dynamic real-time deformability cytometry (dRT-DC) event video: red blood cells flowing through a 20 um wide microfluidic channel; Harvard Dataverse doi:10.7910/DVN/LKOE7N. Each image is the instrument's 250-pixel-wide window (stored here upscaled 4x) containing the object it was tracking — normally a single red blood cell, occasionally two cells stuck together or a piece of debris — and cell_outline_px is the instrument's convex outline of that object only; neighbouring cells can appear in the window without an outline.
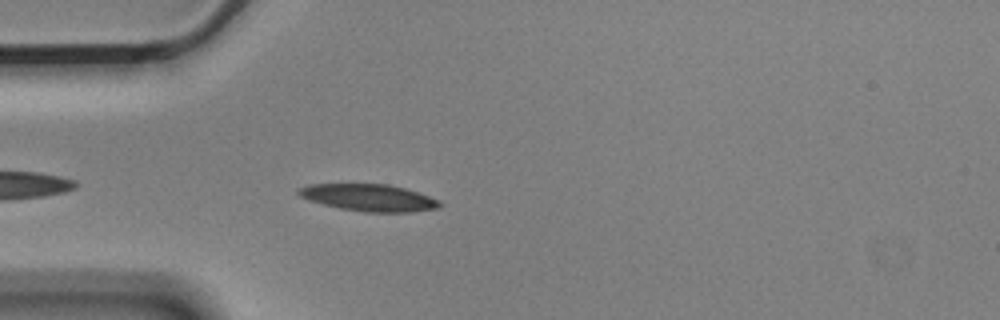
{"species": "Egyptian fruit bat (a non-hibernating species)", "species_latin": "Rousettus aegyptiacus", "temperature_condition": "cold", "stored_images_in_passage": 3, "camera_frame_rate_fps": 3000, "um_per_image_px": 0.085, "animal": {"sex": "male"}, "frame": {"image": 1, "passage_image": 3, "time_ms": 0.667, "image_size_px": [1000, 320], "cell_outline_px": [[444, 204], [440, 208], [412, 212], [364, 212], [340, 208], [308, 200], [300, 196], [296, 192], [296, 188], [308, 184], [388, 184], [404, 188], [440, 200]], "centroid_in_image_um": [31.35, 16.8], "position_along_channel_um": 53.6, "area_um2": 22.31}}